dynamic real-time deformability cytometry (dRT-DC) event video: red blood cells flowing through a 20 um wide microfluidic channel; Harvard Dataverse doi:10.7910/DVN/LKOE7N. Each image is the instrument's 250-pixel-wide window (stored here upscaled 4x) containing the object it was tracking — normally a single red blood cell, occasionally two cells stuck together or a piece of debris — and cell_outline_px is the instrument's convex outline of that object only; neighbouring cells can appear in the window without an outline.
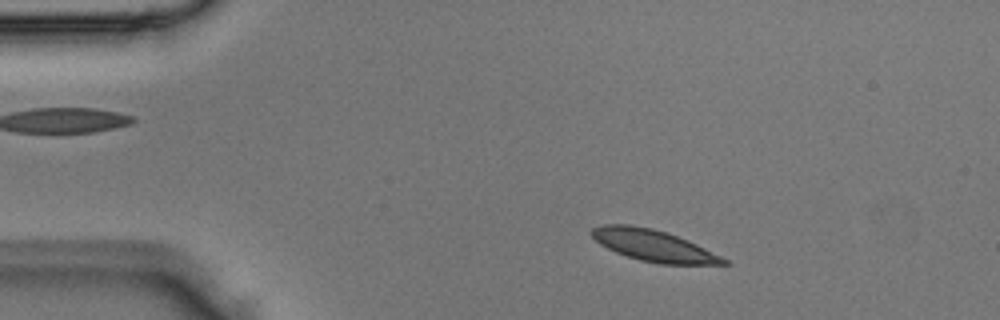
{"species": "Egyptian fruit bat (a non-hibernating species)", "species_latin": "Rousettus aegyptiacus", "temperature_condition": "room temperature", "stored_images_in_passage": 3, "camera_frame_rate_fps": 3000, "um_per_image_px": 0.085, "animal": {"sex": "male"}, "frame": {"image": 1, "passage_image": 2, "time_ms": 0.333, "image_size_px": [1000, 320], "cell_outline_px": [[732, 264], [660, 264], [640, 260], [616, 252], [600, 244], [588, 232], [592, 228], [600, 224], [628, 224], [652, 228], [668, 232], [688, 240], [728, 260]], "centroid_in_image_um": [55.51, 20.85], "position_along_channel_um": 29.5, "area_um2": 24.16}}